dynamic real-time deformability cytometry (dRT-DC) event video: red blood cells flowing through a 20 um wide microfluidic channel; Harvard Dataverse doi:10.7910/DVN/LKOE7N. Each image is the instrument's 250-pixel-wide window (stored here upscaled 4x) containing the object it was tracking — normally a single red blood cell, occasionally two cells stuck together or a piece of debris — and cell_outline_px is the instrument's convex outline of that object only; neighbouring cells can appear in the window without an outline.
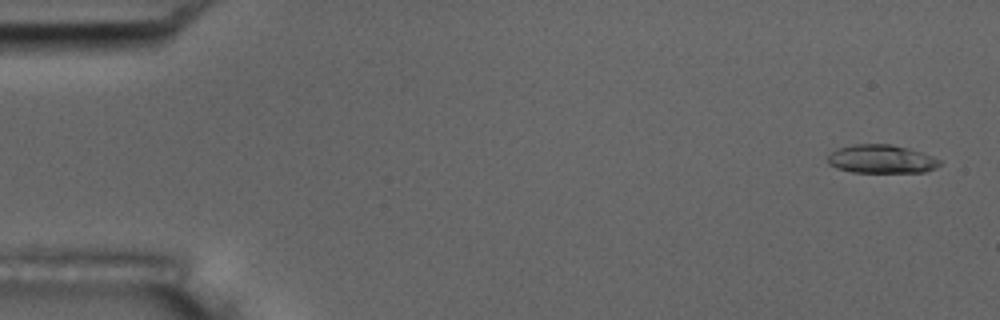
{"species": "common noctule bat (a hibernating species)", "species_latin": "Nyctalus noctula", "temperature_condition": "room temperature", "stored_images_in_passage": 53, "camera_frame_rate_fps": 3000, "um_per_image_px": 0.085, "animal": {"sex": "male", "body_mass_g": 17.5, "forearm_length_mm": 52.3}, "frame": {"image": 1, "passage_image": 2, "time_ms": 0.333, "image_size_px": [1000, 320], "cell_outline_px": [[940, 164], [936, 168], [924, 172], [852, 172], [836, 168], [828, 164], [828, 156], [836, 148], [852, 144], [892, 144], [908, 148], [932, 156], [940, 160]], "centroid_in_image_um": [74.89, 13.51], "position_along_channel_um": 10.1, "area_um2": 18.61}}
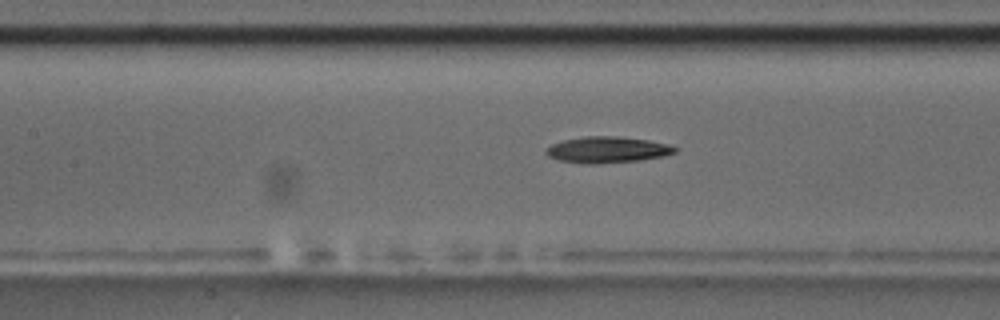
{"frame": {"image": 2, "passage_image": 24, "time_ms": 7.667, "image_size_px": [1000, 320], "cell_outline_px": [[676, 152], [664, 156], [640, 160], [596, 164], [588, 164], [560, 160], [548, 156], [544, 152], [552, 144], [564, 140], [584, 136], [616, 136], [648, 140], [668, 144], [676, 148]], "centroid_in_image_um": [51.62, 12.73], "position_along_channel_um": 155.8, "area_um2": 19.54}}
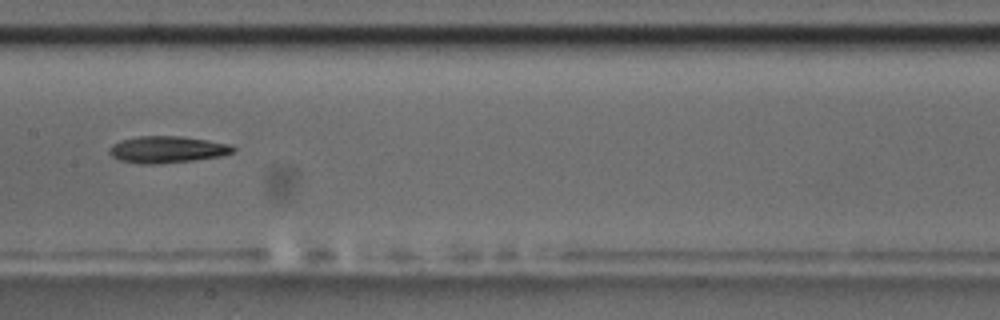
{"frame": {"image": 3, "passage_image": 27, "time_ms": 8.667, "image_size_px": [1000, 320], "cell_outline_px": [[236, 152], [220, 156], [196, 160], [156, 164], [140, 164], [120, 160], [112, 156], [108, 152], [108, 148], [112, 144], [120, 140], [136, 136], [180, 136], [208, 140], [232, 144], [236, 148]], "centroid_in_image_um": [14.22, 12.7], "position_along_channel_um": 193.2, "area_um2": 19.59}, "authors_computed_cell_mechanics": {"area_um2": 19.0162, "velocity_mm_per_s": 3.7784, "shape_relaxation_time_tau1_ms": 3.6352, "shape_relaxation_time_tau2_ms": null, "deformation_change_tau1": 0.1686, "deformation_change_tau2": null}}